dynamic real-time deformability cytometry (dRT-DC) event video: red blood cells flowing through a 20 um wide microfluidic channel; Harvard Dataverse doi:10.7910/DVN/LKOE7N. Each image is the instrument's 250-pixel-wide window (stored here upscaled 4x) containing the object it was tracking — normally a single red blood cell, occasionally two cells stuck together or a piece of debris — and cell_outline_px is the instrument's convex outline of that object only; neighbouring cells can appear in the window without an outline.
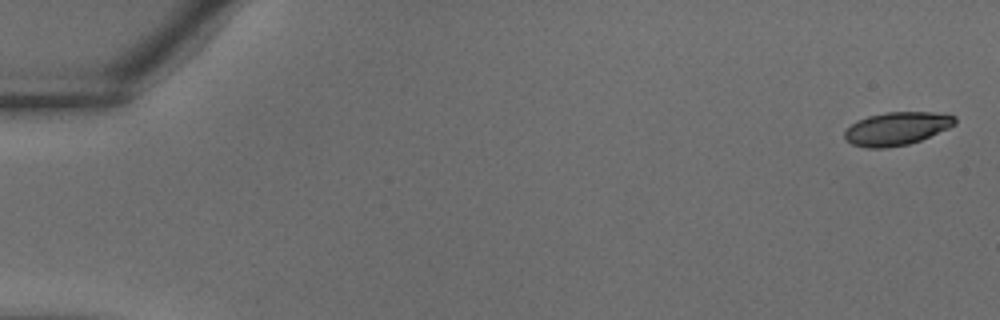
{"species": "common noctule bat (a hibernating species)", "species_latin": "Nyctalus noctula", "temperature_condition": "warm", "stored_images_in_passage": 12, "camera_frame_rate_fps": 3000, "um_per_image_px": 0.085, "animal": {"sex": "male", "body_mass_g": 18.8}, "frame": {"image": 1, "passage_image": 1, "time_ms": 0.0, "image_size_px": [1000, 320], "cell_outline_px": [[956, 124], [948, 128], [920, 140], [908, 144], [884, 148], [868, 148], [852, 144], [844, 140], [844, 132], [852, 124], [868, 116], [888, 112], [932, 112], [956, 116]], "centroid_in_image_um": [76.22, 10.93], "position_along_channel_um": 8.8, "area_um2": 21.1}}
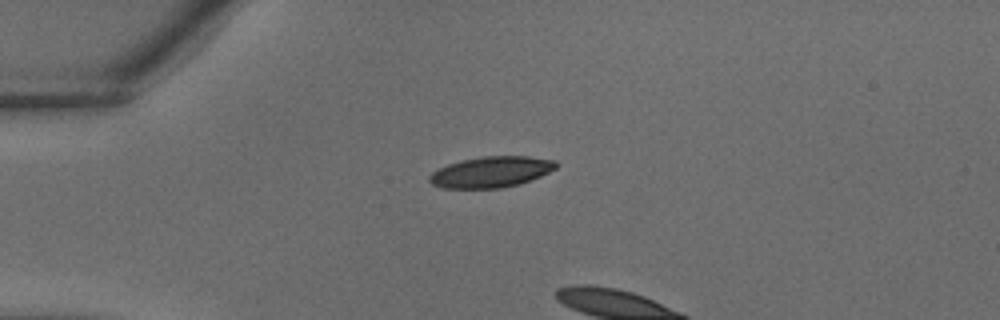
{"frame": {"image": 2, "passage_image": 10, "time_ms": 3.0, "image_size_px": [1000, 320], "cell_outline_px": [[560, 164], [556, 168], [540, 176], [520, 184], [500, 188], [444, 188], [432, 184], [428, 180], [428, 176], [432, 172], [448, 164], [460, 160], [484, 156], [528, 156], [556, 160]], "centroid_in_image_um": [41.76, 14.61], "position_along_channel_um": 43.2, "area_um2": 22.89}}